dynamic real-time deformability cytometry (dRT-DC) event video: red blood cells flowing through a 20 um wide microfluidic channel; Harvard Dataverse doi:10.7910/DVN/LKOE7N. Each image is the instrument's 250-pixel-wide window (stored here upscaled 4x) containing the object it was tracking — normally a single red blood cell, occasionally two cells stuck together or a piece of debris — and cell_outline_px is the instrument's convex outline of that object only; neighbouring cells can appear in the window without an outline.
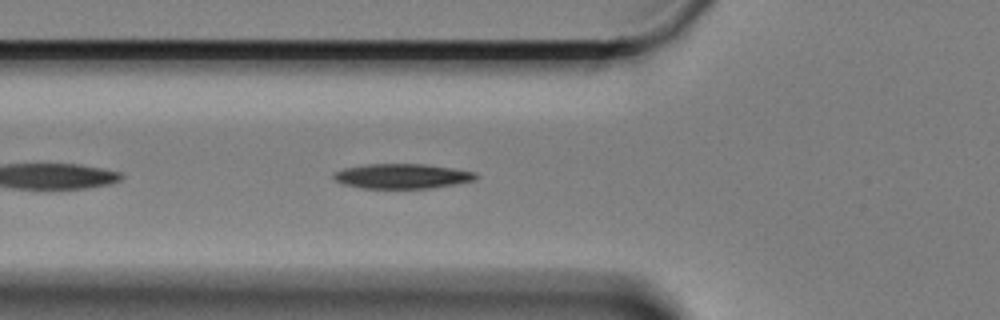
{"species": "Egyptian fruit bat (a non-hibernating species)", "species_latin": "Rousettus aegyptiacus", "temperature_condition": "cold", "stored_images_in_passage": 46, "camera_frame_rate_fps": 3000, "um_per_image_px": 0.085, "animal": {"sex": "female"}, "frame": {"image": 1, "passage_image": 6, "time_ms": 1.667, "image_size_px": [1000, 320], "cell_outline_px": [[480, 176], [476, 180], [456, 184], [432, 188], [360, 188], [340, 184], [332, 180], [332, 172], [344, 168], [368, 164], [424, 164], [452, 168], [476, 172]], "centroid_in_image_um": [34.15, 14.98], "position_along_channel_um": 91.7, "area_um2": 20.92}}
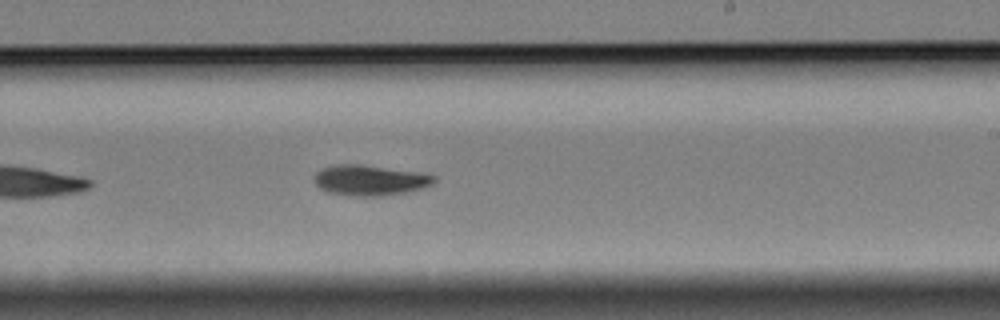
{"frame": {"image": 2, "passage_image": 21, "time_ms": 6.667, "image_size_px": [1000, 320], "cell_outline_px": [[436, 180], [432, 184], [408, 192], [384, 196], [352, 196], [328, 192], [320, 188], [316, 184], [316, 172], [324, 168], [340, 164], [356, 164], [436, 176]], "centroid_in_image_um": [31.41, 15.35], "position_along_channel_um": 257.6, "area_um2": 20.58}}
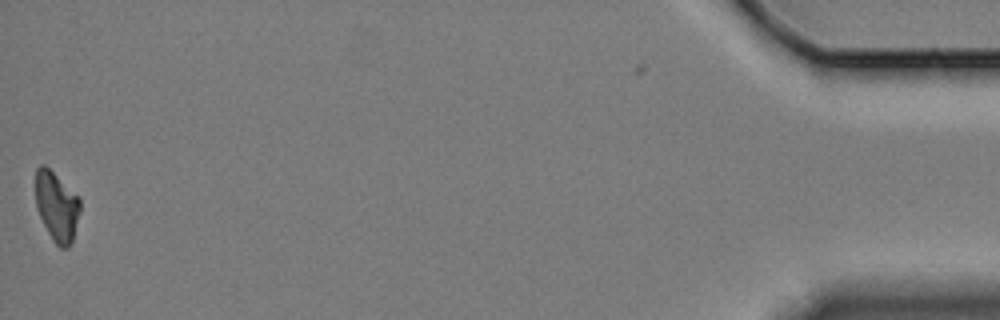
{"frame": {"image": 3, "passage_image": 45, "time_ms": 14.667, "image_size_px": [1000, 320], "cell_outline_px": [[80, 212], [72, 244], [68, 248], [60, 248], [52, 240], [36, 208], [36, 168], [40, 164], [44, 164], [80, 196]], "centroid_in_image_um": [4.84, 17.55], "position_along_channel_um": 430.4, "area_um2": 18.26}, "authors_computed_cell_mechanics": {"area_um2": 20.0566, "velocity_mm_per_s": 3.309, "shape_relaxation_time_tau1_ms": 3.9545, "shape_relaxation_time_tau2_ms": null, "deformation_change_tau1": 0.1364, "deformation_change_tau2": null}}